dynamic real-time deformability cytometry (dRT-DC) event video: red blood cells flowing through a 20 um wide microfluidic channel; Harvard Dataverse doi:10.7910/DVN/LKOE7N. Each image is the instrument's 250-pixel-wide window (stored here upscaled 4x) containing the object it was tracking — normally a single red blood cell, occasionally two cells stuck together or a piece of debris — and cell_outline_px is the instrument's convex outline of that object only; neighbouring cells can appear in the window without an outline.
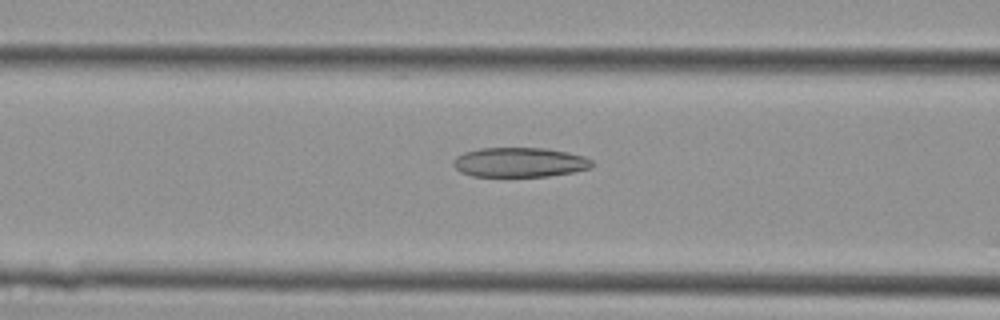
{"species": "Egyptian fruit bat (a non-hibernating species)", "species_latin": "Rousettus aegyptiacus", "temperature_condition": "cold", "stored_images_in_passage": 32, "camera_frame_rate_fps": 3000, "um_per_image_px": 0.085, "animal": {"sex": "female"}, "frame": {"image": 1, "passage_image": 6, "time_ms": 1.667, "image_size_px": [1000, 320], "cell_outline_px": [[592, 168], [576, 172], [548, 176], [472, 176], [460, 172], [452, 164], [452, 160], [456, 156], [464, 152], [480, 148], [544, 148], [568, 152], [584, 156], [592, 160]], "centroid_in_image_um": [44.17, 13.79], "position_along_channel_um": 122.4, "area_um2": 24.1}}
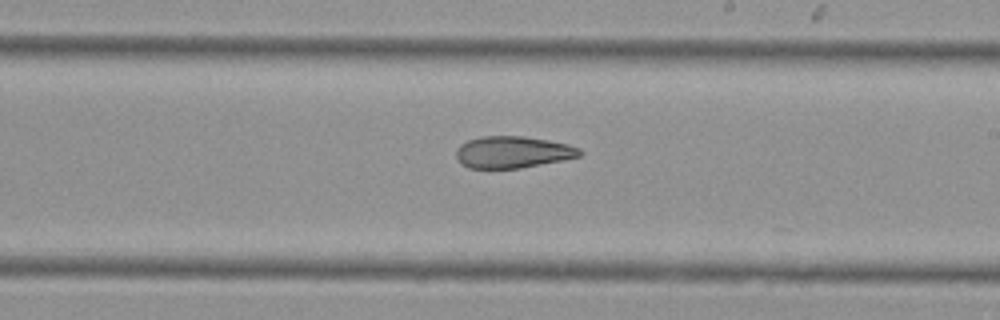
{"frame": {"image": 2, "passage_image": 14, "time_ms": 4.333, "image_size_px": [1000, 320], "cell_outline_px": [[584, 152], [580, 156], [564, 160], [520, 168], [468, 168], [456, 156], [456, 152], [460, 144], [468, 140], [480, 136], [524, 136], [548, 140], [568, 144], [580, 148]], "centroid_in_image_um": [43.62, 12.92], "position_along_channel_um": 245.4, "area_um2": 22.89}}
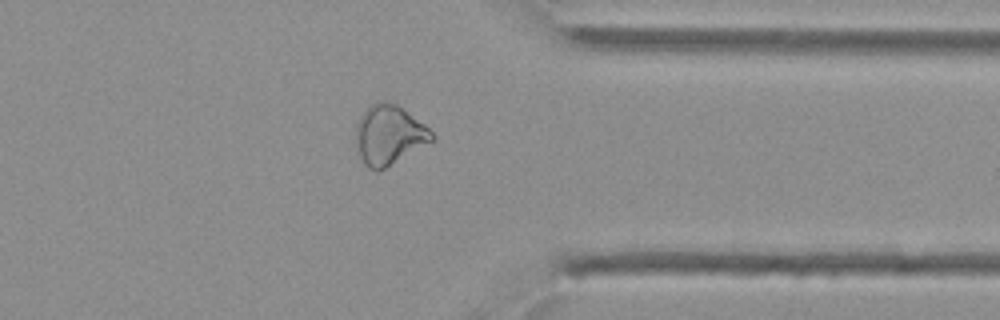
{"frame": {"image": 3, "passage_image": 23, "time_ms": 7.333, "image_size_px": [1000, 320], "cell_outline_px": [[436, 140], [384, 168], [376, 172], [368, 168], [364, 164], [360, 156], [356, 144], [356, 124], [360, 116], [372, 104], [380, 100], [384, 100], [396, 104], [424, 124], [436, 136]], "centroid_in_image_um": [33.08, 11.48], "position_along_channel_um": 378.3, "area_um2": 26.3}}